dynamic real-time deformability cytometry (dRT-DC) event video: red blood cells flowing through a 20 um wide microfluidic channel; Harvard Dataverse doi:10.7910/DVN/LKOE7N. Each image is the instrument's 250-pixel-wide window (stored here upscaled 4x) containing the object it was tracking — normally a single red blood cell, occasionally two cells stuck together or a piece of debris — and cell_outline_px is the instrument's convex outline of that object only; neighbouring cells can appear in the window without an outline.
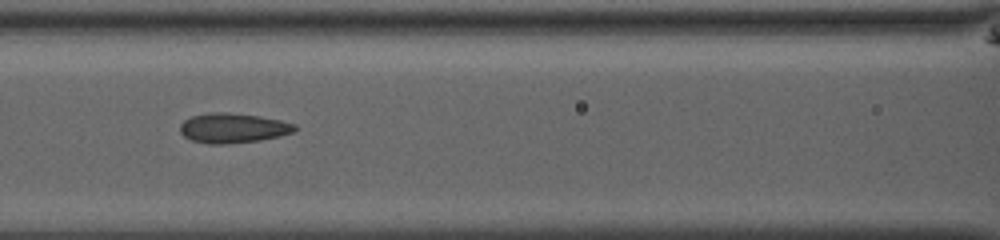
{"species": "common noctule bat (a hibernating species)", "species_latin": "Nyctalus noctula", "temperature_condition": "room temperature", "stored_images_in_passage": 15, "camera_frame_rate_fps": 3000, "um_per_image_px": 0.085, "animal": {"sex": "male", "body_mass_g": 13.0, "forearm_length_mm": 53.1}, "frame": {"image": 1, "passage_image": 9, "time_ms": 2.667, "image_size_px": [1000, 240], "cell_outline_px": [[296, 128], [292, 132], [280, 136], [260, 140], [224, 144], [208, 144], [192, 140], [184, 136], [180, 132], [180, 124], [184, 120], [192, 116], [212, 112], [228, 112], [260, 116], [280, 120], [296, 124]], "centroid_in_image_um": [19.79, 10.88], "position_along_channel_um": 146.8, "area_um2": 19.88}}